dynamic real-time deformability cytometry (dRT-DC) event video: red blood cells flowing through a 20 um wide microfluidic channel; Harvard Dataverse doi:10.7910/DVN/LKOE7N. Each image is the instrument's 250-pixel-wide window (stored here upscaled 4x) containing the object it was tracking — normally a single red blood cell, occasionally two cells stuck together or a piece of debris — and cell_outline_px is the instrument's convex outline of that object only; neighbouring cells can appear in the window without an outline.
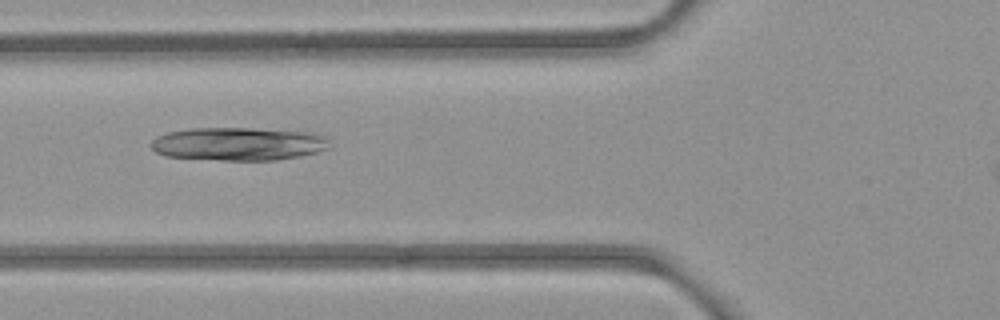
{"species": "common noctule bat (a hibernating species)", "species_latin": "Nyctalus noctula", "temperature_condition": "room temperature", "stored_images_in_passage": 6, "camera_frame_rate_fps": 3000, "um_per_image_px": 0.085, "animal": {"sex": "female", "body_mass_g": 21.9}, "frame": {"image": 1, "passage_image": 4, "time_ms": 4.333, "image_size_px": [1000, 320], "cell_outline_px": [[332, 148], [300, 156], [276, 160], [220, 160], [164, 156], [156, 152], [148, 144], [156, 136], [168, 132], [192, 128], [252, 128], [312, 132], [324, 136], [328, 140]], "centroid_in_image_um": [20.26, 12.23], "position_along_channel_um": 105.5, "area_um2": 34.8}}
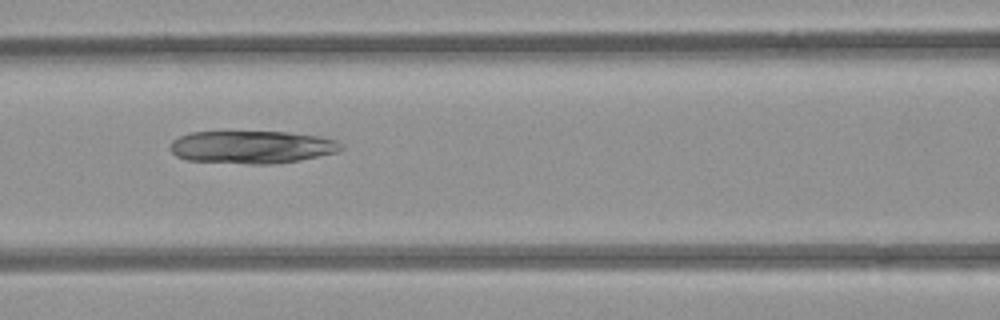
{"frame": {"image": 2, "passage_image": 5, "time_ms": 5.333, "image_size_px": [1000, 320], "cell_outline_px": [[344, 148], [336, 152], [320, 156], [300, 160], [272, 164], [248, 164], [188, 160], [176, 156], [172, 152], [172, 140], [180, 136], [192, 132], [288, 132], [320, 136], [336, 140], [344, 144]], "centroid_in_image_um": [21.46, 12.5], "position_along_channel_um": 145.1, "area_um2": 32.6}}
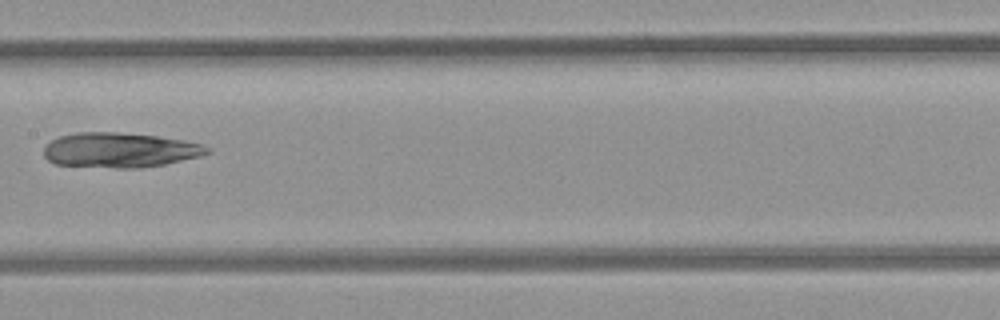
{"frame": {"image": 3, "passage_image": 6, "time_ms": 6.667, "image_size_px": [1000, 320], "cell_outline_px": [[212, 152], [200, 156], [164, 164], [140, 168], [116, 168], [56, 164], [48, 160], [44, 156], [44, 148], [52, 140], [60, 136], [80, 132], [116, 132], [156, 136], [184, 140], [204, 144], [212, 148]], "centroid_in_image_um": [10.23, 12.76], "position_along_channel_um": 197.2, "area_um2": 33.18}}